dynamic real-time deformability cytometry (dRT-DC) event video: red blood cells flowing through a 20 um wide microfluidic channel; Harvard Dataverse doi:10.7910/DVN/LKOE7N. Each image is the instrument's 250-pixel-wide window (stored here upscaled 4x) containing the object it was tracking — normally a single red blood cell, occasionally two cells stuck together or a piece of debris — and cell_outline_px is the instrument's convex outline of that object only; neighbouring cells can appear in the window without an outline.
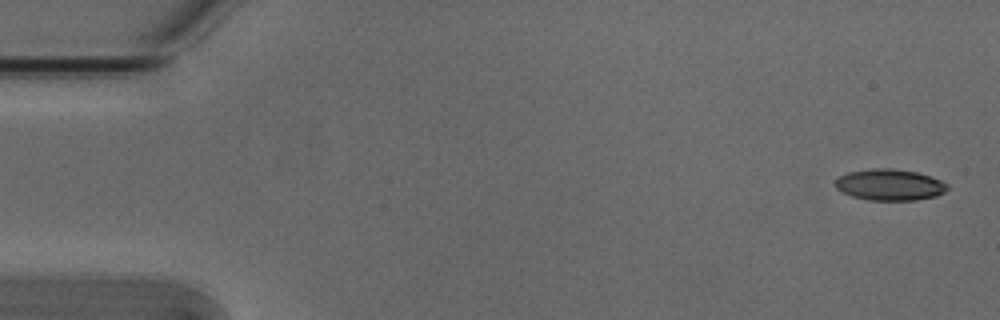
{"species": "Egyptian fruit bat (a non-hibernating species)", "species_latin": "Rousettus aegyptiacus", "temperature_condition": "cold", "stored_images_in_passage": 5, "camera_frame_rate_fps": 3000, "um_per_image_px": 0.085, "animal": {"sex": "male"}, "frame": {"image": 1, "passage_image": 1, "time_ms": 0.0, "image_size_px": [1000, 320], "cell_outline_px": [[948, 188], [944, 192], [936, 196], [916, 200], [868, 200], [852, 196], [836, 188], [836, 180], [840, 176], [848, 172], [872, 168], [892, 168], [916, 172], [940, 180], [948, 184]], "centroid_in_image_um": [75.63, 15.7], "position_along_channel_um": 9.4, "area_um2": 20.29}}
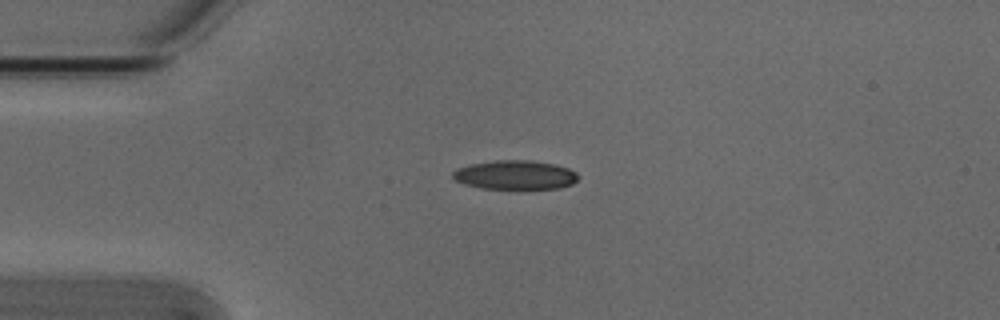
{"frame": {"image": 2, "passage_image": 4, "time_ms": 1.0, "image_size_px": [1000, 320], "cell_outline_px": [[580, 176], [572, 184], [560, 188], [520, 192], [480, 188], [464, 184], [456, 180], [452, 176], [452, 172], [456, 168], [472, 164], [496, 160], [528, 160], [556, 164], [568, 168], [576, 172]], "centroid_in_image_um": [43.82, 14.92], "position_along_channel_um": 41.2, "area_um2": 22.31}}